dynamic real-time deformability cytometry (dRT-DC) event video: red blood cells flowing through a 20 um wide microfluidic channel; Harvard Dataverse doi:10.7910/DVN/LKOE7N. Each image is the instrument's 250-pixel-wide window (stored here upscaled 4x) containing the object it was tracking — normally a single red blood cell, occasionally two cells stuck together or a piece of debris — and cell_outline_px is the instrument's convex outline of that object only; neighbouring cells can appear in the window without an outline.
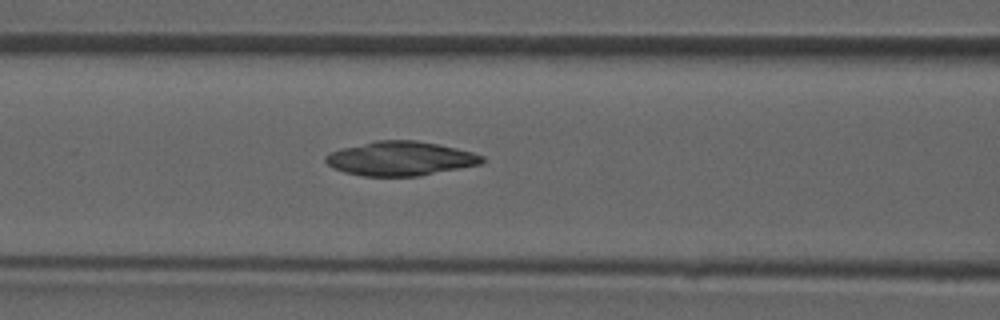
{"species": "common noctule bat (a hibernating species)", "species_latin": "Nyctalus noctula", "temperature_condition": "room temperature", "stored_images_in_passage": 37, "camera_frame_rate_fps": 3000, "um_per_image_px": 0.085, "animal": {"sex": "male", "forearm_length_mm": 52.5}, "frame": {"image": 1, "passage_image": 11, "time_ms": 3.333, "image_size_px": [1000, 320], "cell_outline_px": [[484, 160], [480, 164], [420, 176], [364, 176], [344, 172], [328, 164], [324, 160], [324, 156], [340, 148], [376, 140], [416, 140], [456, 148], [472, 152], [484, 156]], "centroid_in_image_um": [34.02, 13.47], "position_along_channel_um": 132.6, "area_um2": 31.04}}